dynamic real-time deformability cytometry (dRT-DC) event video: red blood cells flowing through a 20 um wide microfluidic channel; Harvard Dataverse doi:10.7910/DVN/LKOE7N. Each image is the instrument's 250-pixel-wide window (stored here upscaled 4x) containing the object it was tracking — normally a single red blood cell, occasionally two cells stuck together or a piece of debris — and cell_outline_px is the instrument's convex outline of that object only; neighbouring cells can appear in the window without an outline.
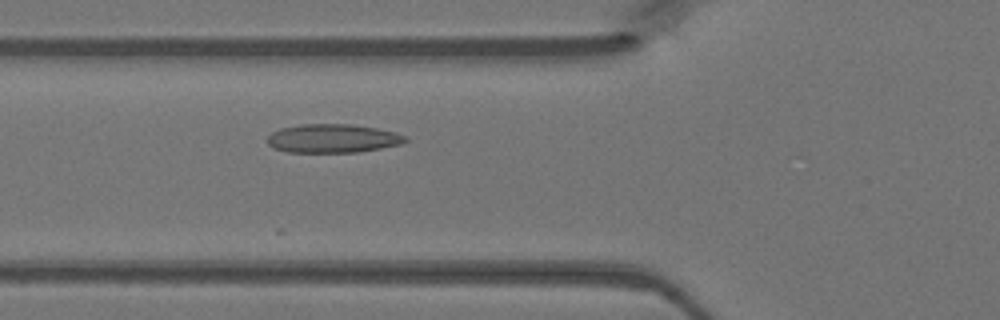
{"species": "Egyptian fruit bat (a non-hibernating species)", "species_latin": "Rousettus aegyptiacus", "temperature_condition": "warm", "stored_images_in_passage": 21, "camera_frame_rate_fps": 3000, "um_per_image_px": 0.085, "animal": {"sex": "female"}, "frame": {"image": 1, "passage_image": 14, "time_ms": 4.333, "image_size_px": [1000, 320], "cell_outline_px": [[408, 140], [400, 144], [380, 148], [356, 152], [288, 152], [276, 148], [268, 144], [268, 136], [272, 132], [280, 128], [300, 124], [352, 124], [376, 128], [396, 132], [408, 136]], "centroid_in_image_um": [28.3, 11.75], "position_along_channel_um": 97.5, "area_um2": 23.0}}